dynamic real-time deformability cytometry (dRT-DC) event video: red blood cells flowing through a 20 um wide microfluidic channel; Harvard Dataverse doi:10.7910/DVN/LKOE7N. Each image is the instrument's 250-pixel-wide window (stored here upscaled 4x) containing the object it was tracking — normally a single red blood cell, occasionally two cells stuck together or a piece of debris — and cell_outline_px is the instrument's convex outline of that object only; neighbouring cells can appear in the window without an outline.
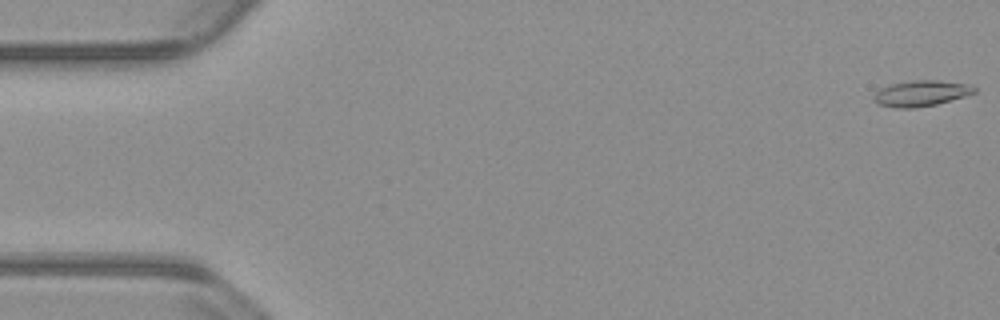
{"species": "common noctule bat (a hibernating species)", "species_latin": "Nyctalus noctula", "temperature_condition": "warm", "stored_images_in_passage": 17, "segment_of_instrument_passage": [1, 2], "camera_frame_rate_fps": 3000, "um_per_image_px": 0.085, "animal": {"sex": "male", "body_mass_g": 23.1, "forearm_length_mm": 52.7}, "frame": {"image": 1, "passage_image": 1, "time_ms": 0.0, "image_size_px": [1000, 320], "cell_outline_px": [[976, 92], [964, 96], [936, 104], [916, 108], [896, 108], [876, 104], [872, 100], [872, 96], [880, 88], [888, 84], [912, 80], [940, 80], [972, 84], [976, 88]], "centroid_in_image_um": [78.26, 7.92], "position_along_channel_um": 6.7, "area_um2": 15.43}}
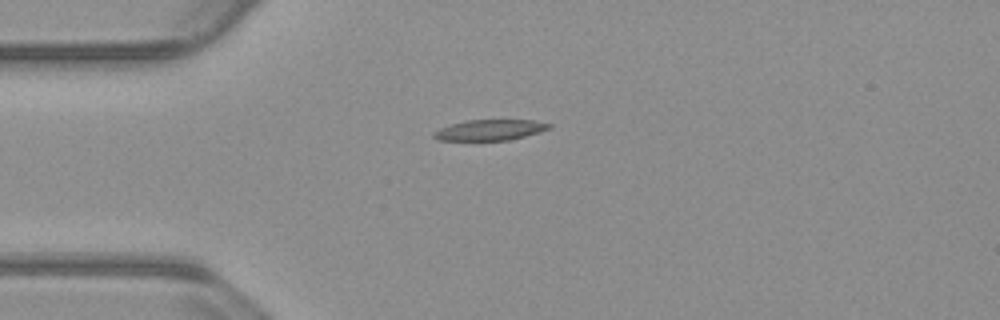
{"frame": {"image": 2, "passage_image": 14, "time_ms": 4.333, "image_size_px": [1000, 320], "cell_outline_px": [[552, 128], [540, 132], [508, 140], [436, 140], [432, 136], [432, 132], [440, 128], [452, 124], [468, 120], [532, 120], [552, 124]], "centroid_in_image_um": [41.64, 11.05], "position_along_channel_um": 43.4, "area_um2": 13.87}}